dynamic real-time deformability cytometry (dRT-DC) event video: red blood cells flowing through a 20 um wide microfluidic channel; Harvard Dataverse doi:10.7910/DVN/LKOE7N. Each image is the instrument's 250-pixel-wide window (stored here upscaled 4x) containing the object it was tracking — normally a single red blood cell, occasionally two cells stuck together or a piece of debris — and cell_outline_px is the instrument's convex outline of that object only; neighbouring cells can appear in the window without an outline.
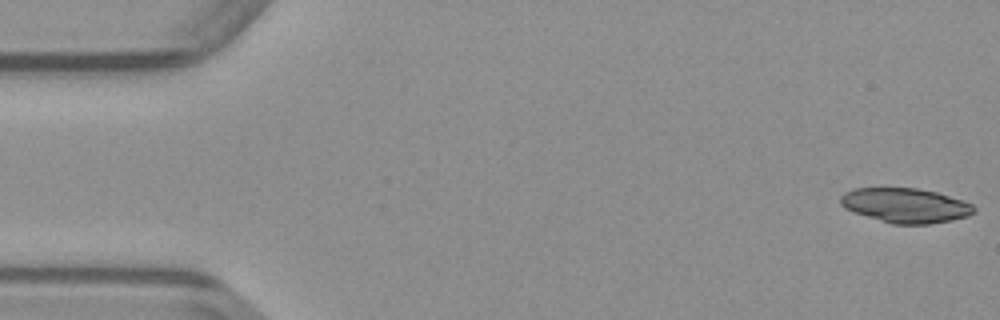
{"species": "common noctule bat (a hibernating species)", "species_latin": "Nyctalus noctula", "temperature_condition": "warm", "stored_images_in_passage": 48, "camera_frame_rate_fps": 3000, "um_per_image_px": 0.085, "animal": {"sex": "male", "body_mass_g": 23.1, "forearm_length_mm": 52.7}, "frame": {"image": 1, "passage_image": 1, "time_ms": 0.0, "image_size_px": [1000, 320], "cell_outline_px": [[976, 212], [968, 216], [952, 220], [928, 224], [892, 224], [852, 212], [844, 208], [840, 204], [840, 196], [844, 192], [856, 188], [916, 188], [936, 192], [964, 200], [972, 204], [976, 208]], "centroid_in_image_um": [76.97, 17.46], "position_along_channel_um": 8.0, "area_um2": 27.11}}